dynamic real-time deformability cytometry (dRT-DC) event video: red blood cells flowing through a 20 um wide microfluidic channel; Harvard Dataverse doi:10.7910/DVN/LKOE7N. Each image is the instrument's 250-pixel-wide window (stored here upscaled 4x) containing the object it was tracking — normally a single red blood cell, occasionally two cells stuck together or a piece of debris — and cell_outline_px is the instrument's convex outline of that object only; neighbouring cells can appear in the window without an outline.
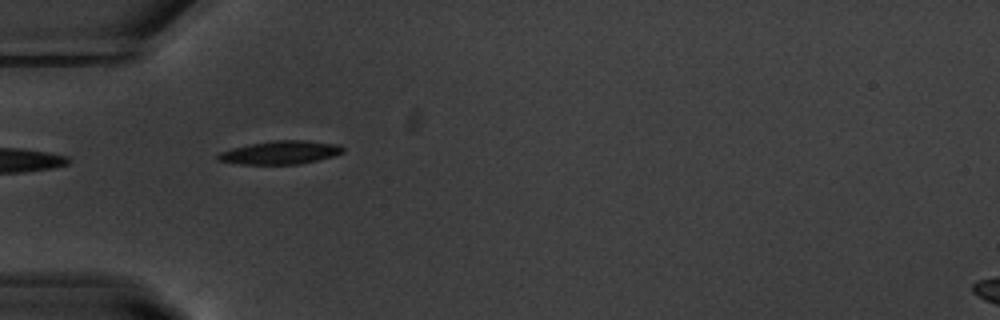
{"species": "common noctule bat (a hibernating species)", "species_latin": "Nyctalus noctula", "temperature_condition": "warm", "stored_images_in_passage": 3, "camera_frame_rate_fps": 3000, "um_per_image_px": 0.085, "animal": {"sex": "male", "body_mass_g": 20.1, "forearm_length_mm": 53.5}, "frame": {"image": 1, "passage_image": 1, "time_ms": 0.0, "image_size_px": [1000, 320], "cell_outline_px": [[344, 152], [332, 156], [300, 164], [240, 164], [220, 160], [216, 156], [220, 152], [232, 148], [248, 144], [276, 140], [304, 140], [340, 144], [344, 148]], "centroid_in_image_um": [23.86, 12.95], "position_along_channel_um": 61.1, "area_um2": 16.88}}